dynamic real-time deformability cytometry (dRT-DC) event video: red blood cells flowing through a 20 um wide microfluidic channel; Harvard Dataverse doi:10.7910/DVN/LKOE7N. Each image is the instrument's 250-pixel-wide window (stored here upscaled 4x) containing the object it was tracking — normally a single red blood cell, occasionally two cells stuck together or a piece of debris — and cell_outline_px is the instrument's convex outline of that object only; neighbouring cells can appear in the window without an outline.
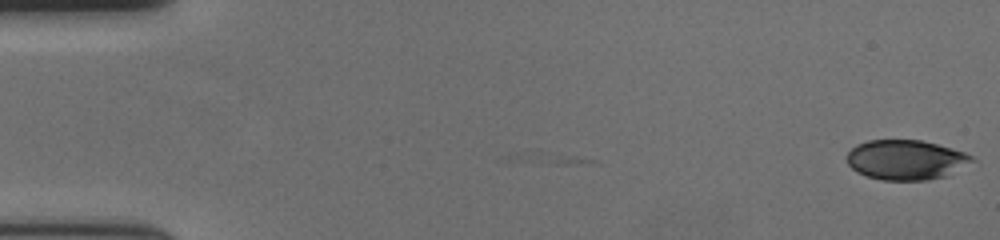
{"species": "human", "species_latin": "Homo sapiens", "temperature_condition": "cold", "stored_images_in_passage": 57, "camera_frame_rate_fps": 3000, "um_per_image_px": 0.085, "donor": {"sex": "female"}, "frame": {"image": 1, "passage_image": 1, "time_ms": 0.0, "image_size_px": [1000, 240], "cell_outline_px": [[976, 160], [944, 176], [924, 180], [884, 180], [868, 176], [856, 172], [848, 164], [848, 152], [856, 144], [868, 140], [920, 140], [936, 144], [964, 152], [972, 156]], "centroid_in_image_um": [76.98, 13.58], "position_along_channel_um": 8.0, "area_um2": 28.67}}
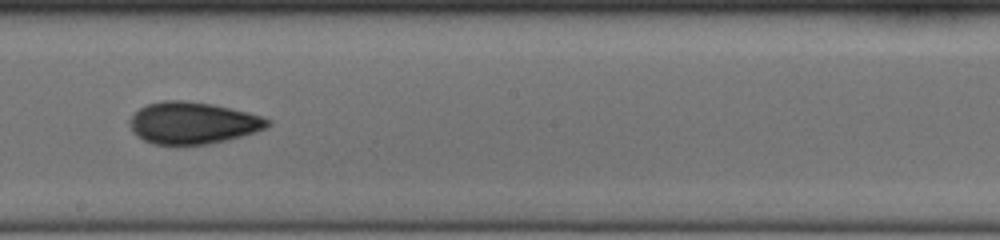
{"frame": {"image": 2, "passage_image": 33, "time_ms": 10.667, "image_size_px": [1000, 240], "cell_outline_px": [[272, 124], [264, 128], [240, 136], [208, 144], [152, 144], [136, 136], [132, 132], [128, 120], [140, 108], [148, 104], [164, 100], [184, 100], [212, 104], [248, 112], [272, 120]], "centroid_in_image_um": [16.35, 10.44], "position_along_channel_um": 231.8, "area_um2": 33.41}}
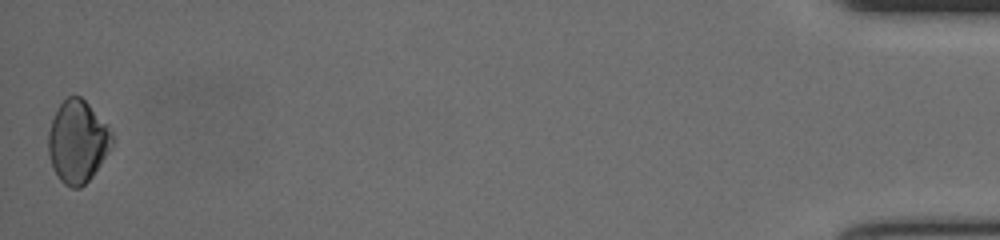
{"frame": {"image": 3, "passage_image": 57, "time_ms": 18.667, "image_size_px": [1000, 240], "cell_outline_px": [[112, 148], [92, 176], [80, 188], [72, 188], [64, 184], [60, 180], [52, 164], [48, 152], [48, 132], [52, 120], [60, 104], [68, 96], [80, 96], [108, 124], [112, 132]], "centroid_in_image_um": [6.61, 12.04], "position_along_channel_um": 428.6, "area_um2": 30.4}, "authors_computed_cell_mechanics": {"area_um2": 31.501, "velocity_mm_per_s": 3.6532, "shape_relaxation_time_tau1_ms": 7.2491, "shape_relaxation_time_tau2_ms": 4.1965, "deformation_change_tau1": 0.104, "deformation_change_tau2": 0.0564}}